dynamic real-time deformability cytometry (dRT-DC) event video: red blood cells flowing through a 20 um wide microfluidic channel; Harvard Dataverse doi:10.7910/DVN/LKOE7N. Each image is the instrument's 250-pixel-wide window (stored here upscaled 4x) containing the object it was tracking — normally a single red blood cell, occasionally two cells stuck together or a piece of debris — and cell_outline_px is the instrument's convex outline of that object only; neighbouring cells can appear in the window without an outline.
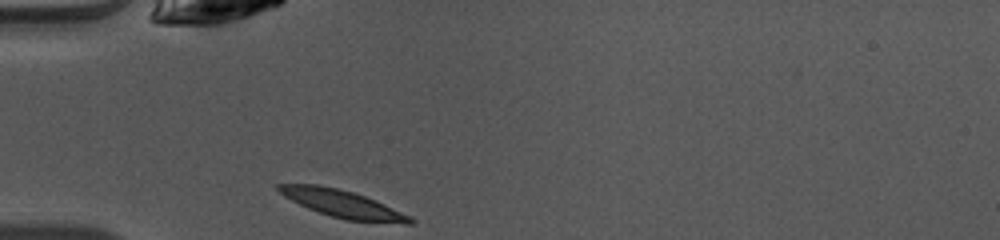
{"species": "common noctule bat (a hibernating species)", "species_latin": "Nyctalus noctula", "temperature_condition": "warm", "stored_images_in_passage": 35, "camera_frame_rate_fps": 3000, "um_per_image_px": 0.085, "animal": {"sex": "female", "body_mass_g": 10.0, "forearm_length_mm": 53.1}, "frame": {"image": 1, "passage_image": 1, "time_ms": 0.0, "image_size_px": [1000, 240], "cell_outline_px": [[416, 220], [412, 224], [404, 224], [348, 220], [332, 216], [308, 208], [284, 196], [276, 188], [276, 184], [316, 184], [336, 188], [352, 192], [376, 200], [412, 216]], "centroid_in_image_um": [29.18, 17.33], "position_along_channel_um": 55.8, "area_um2": 20.87}}
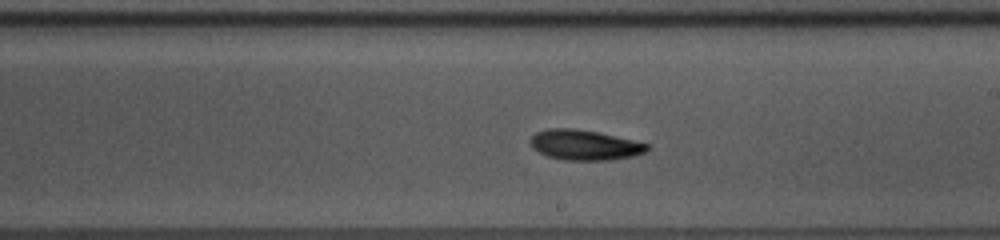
{"frame": {"image": 2, "passage_image": 15, "time_ms": 4.667, "image_size_px": [1000, 240], "cell_outline_px": [[652, 148], [648, 152], [632, 156], [608, 160], [564, 160], [548, 156], [532, 148], [528, 140], [536, 132], [548, 128], [576, 128], [596, 132], [632, 140], [648, 144]], "centroid_in_image_um": [49.68, 12.32], "position_along_channel_um": 239.3, "area_um2": 20.58}}
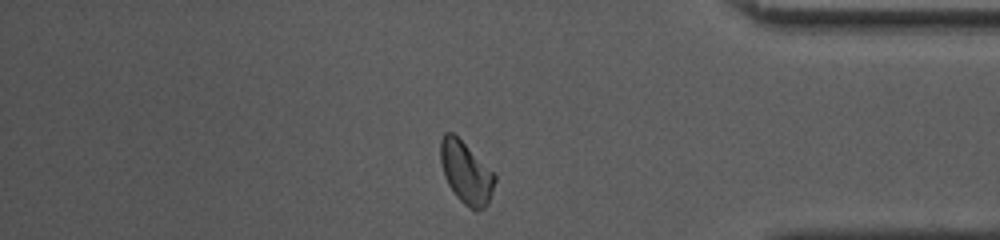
{"frame": {"image": 3, "passage_image": 28, "time_ms": 9.0, "image_size_px": [1000, 240], "cell_outline_px": [[496, 180], [488, 204], [484, 208], [476, 212], [464, 204], [456, 196], [448, 184], [444, 176], [440, 160], [440, 140], [444, 132], [452, 132], [496, 176]], "centroid_in_image_um": [39.59, 14.71], "position_along_channel_um": 395.6, "area_um2": 19.31}, "authors_computed_cell_mechanics": {"area_um2": 19.5942, "velocity_mm_per_s": 4.0746, "shape_relaxation_time_tau1_ms": 2.6062, "shape_relaxation_time_tau2_ms": null, "deformation_change_tau1": 0.1218, "deformation_change_tau2": null}}